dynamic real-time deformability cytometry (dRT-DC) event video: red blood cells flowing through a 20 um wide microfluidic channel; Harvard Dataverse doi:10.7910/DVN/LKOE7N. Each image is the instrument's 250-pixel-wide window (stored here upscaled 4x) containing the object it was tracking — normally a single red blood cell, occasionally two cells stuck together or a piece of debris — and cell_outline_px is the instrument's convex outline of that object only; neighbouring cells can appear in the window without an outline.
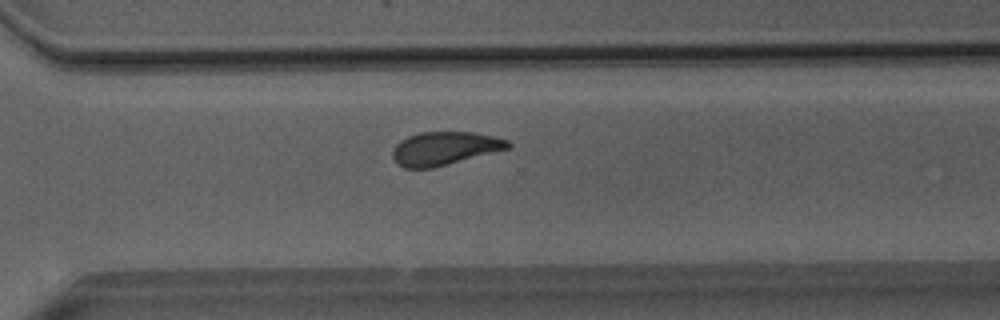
{"species": "Egyptian fruit bat (a non-hibernating species)", "species_latin": "Rousettus aegyptiacus", "temperature_condition": "room temperature", "stored_images_in_passage": 43, "camera_frame_rate_fps": 3000, "um_per_image_px": 0.085, "animal": {"sex": "male"}, "frame": {"image": 1, "passage_image": 31, "time_ms": 10.0, "image_size_px": [1000, 320], "cell_outline_px": [[512, 148], [432, 168], [404, 168], [392, 156], [392, 152], [396, 144], [400, 140], [408, 136], [420, 132], [476, 132], [508, 140], [512, 144]], "centroid_in_image_um": [37.83, 12.6], "position_along_channel_um": 332.8, "area_um2": 22.43}}
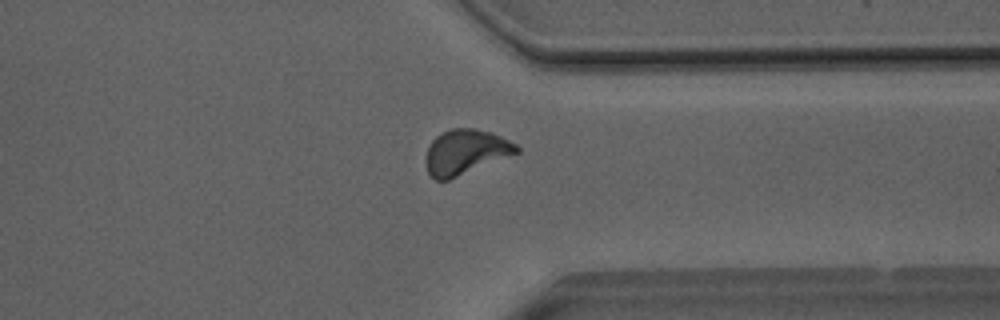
{"frame": {"image": 2, "passage_image": 34, "time_ms": 11.0, "image_size_px": [1000, 320], "cell_outline_px": [[520, 152], [448, 180], [436, 180], [428, 172], [424, 160], [428, 148], [432, 140], [436, 136], [452, 128], [476, 128], [492, 132], [516, 144], [520, 148]], "centroid_in_image_um": [39.57, 12.91], "position_along_channel_um": 371.8, "area_um2": 23.7}}
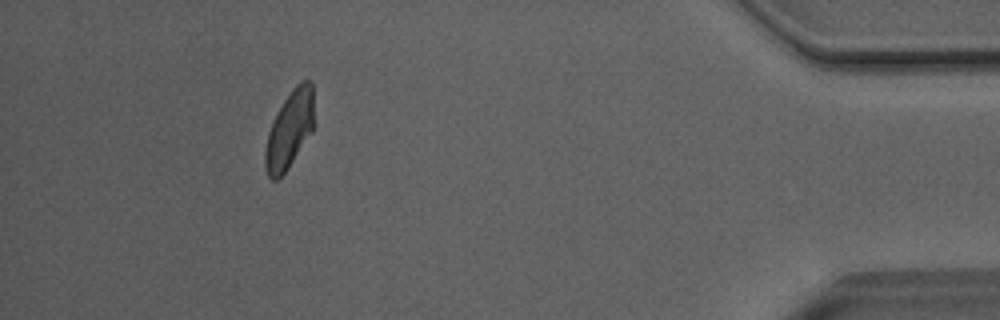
{"frame": {"image": 3, "passage_image": 41, "time_ms": 13.333, "image_size_px": [1000, 320], "cell_outline_px": [[316, 124], [312, 132], [284, 172], [276, 180], [272, 180], [268, 176], [264, 164], [264, 152], [268, 132], [284, 100], [292, 88], [300, 80], [308, 80], [312, 84]], "centroid_in_image_um": [24.65, 10.98], "position_along_channel_um": 410.6, "area_um2": 22.08}}